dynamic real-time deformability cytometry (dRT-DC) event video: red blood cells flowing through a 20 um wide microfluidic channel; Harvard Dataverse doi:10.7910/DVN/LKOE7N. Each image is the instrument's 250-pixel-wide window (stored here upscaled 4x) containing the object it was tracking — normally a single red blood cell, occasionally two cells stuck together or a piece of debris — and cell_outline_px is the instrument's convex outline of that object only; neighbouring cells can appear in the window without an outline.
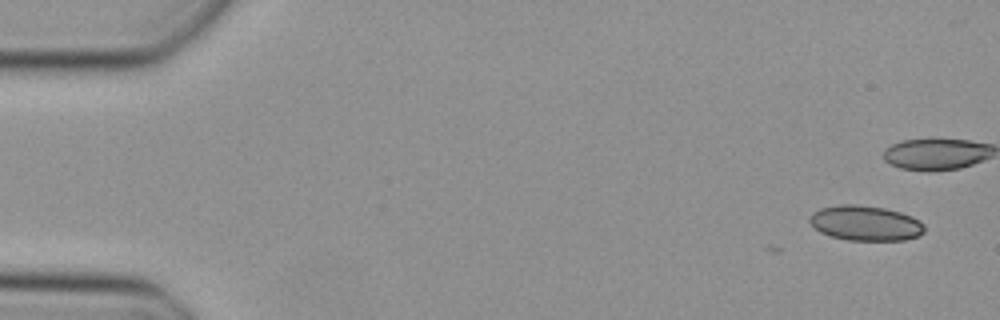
{"species": "Egyptian fruit bat (a non-hibernating species)", "species_latin": "Rousettus aegyptiacus", "temperature_condition": "cold", "stored_images_in_passage": 5, "camera_frame_rate_fps": 3000, "um_per_image_px": 0.085, "animal": {"sex": "female"}, "frame": {"image": 1, "passage_image": 1, "time_ms": 0.0, "image_size_px": [1000, 320], "cell_outline_px": [[924, 232], [916, 236], [904, 240], [848, 240], [832, 236], [820, 232], [808, 220], [812, 212], [820, 208], [840, 204], [856, 204], [884, 208], [900, 212], [912, 216], [920, 220], [924, 224]], "centroid_in_image_um": [73.56, 18.95], "position_along_channel_um": 11.4, "area_um2": 23.41}}